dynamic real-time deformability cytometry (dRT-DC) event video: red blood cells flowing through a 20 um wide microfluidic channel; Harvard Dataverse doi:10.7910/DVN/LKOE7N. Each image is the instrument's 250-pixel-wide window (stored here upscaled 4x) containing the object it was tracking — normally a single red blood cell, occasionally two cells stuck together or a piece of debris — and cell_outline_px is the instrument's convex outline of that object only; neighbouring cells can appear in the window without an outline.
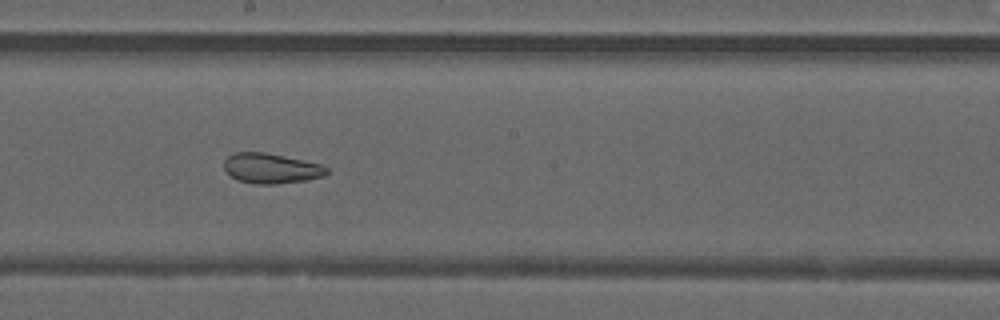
{"species": "common noctule bat (a hibernating species)", "species_latin": "Nyctalus noctula", "temperature_condition": "warm", "stored_images_in_passage": 33, "camera_frame_rate_fps": 3000, "um_per_image_px": 0.085, "animal": {"sex": "male", "forearm_length_mm": 52.5}, "frame": {"image": 1, "passage_image": 28, "time_ms": 9.0, "image_size_px": [1000, 320], "cell_outline_px": [[328, 172], [324, 176], [308, 180], [276, 184], [256, 184], [236, 180], [224, 168], [224, 160], [232, 152], [264, 152], [284, 156], [320, 164], [328, 168]], "centroid_in_image_um": [23.03, 14.31], "position_along_channel_um": 225.2, "area_um2": 18.03}}
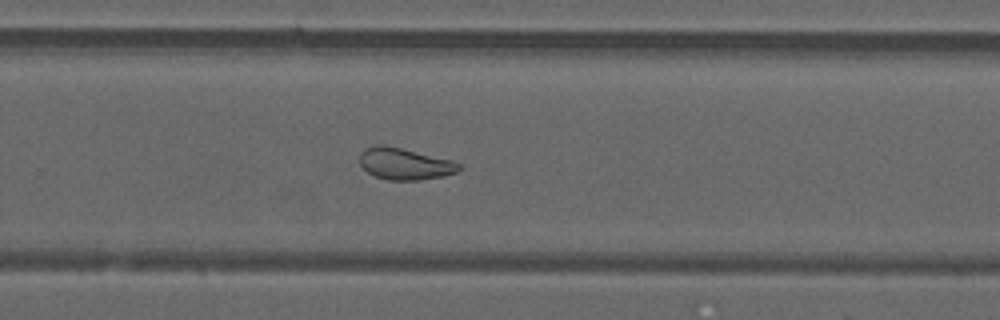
{"frame": {"image": 2, "passage_image": 33, "time_ms": 10.667, "image_size_px": [1000, 320], "cell_outline_px": [[460, 168], [456, 172], [444, 176], [420, 180], [388, 180], [376, 176], [368, 172], [360, 164], [360, 152], [364, 148], [376, 144], [380, 144], [400, 148], [452, 160], [460, 164]], "centroid_in_image_um": [34.38, 13.92], "position_along_channel_um": 295.4, "area_um2": 18.21}}